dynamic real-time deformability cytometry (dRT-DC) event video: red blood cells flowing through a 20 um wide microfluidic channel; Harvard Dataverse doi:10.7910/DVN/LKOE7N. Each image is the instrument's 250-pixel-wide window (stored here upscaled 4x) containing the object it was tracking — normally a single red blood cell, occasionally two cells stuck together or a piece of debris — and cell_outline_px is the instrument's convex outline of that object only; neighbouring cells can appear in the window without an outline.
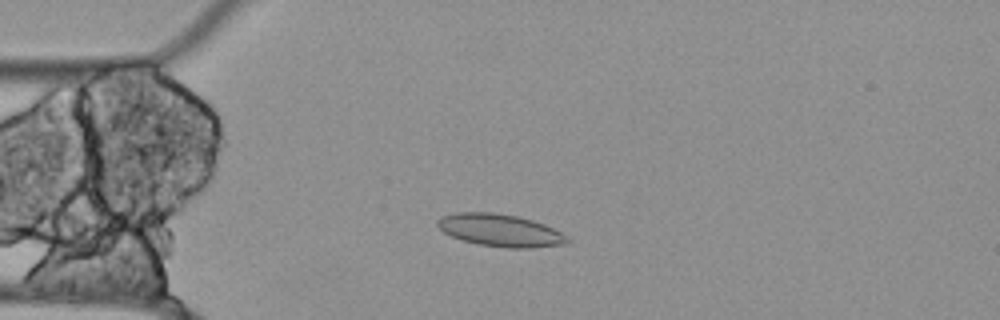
{"species": "Egyptian fruit bat (a non-hibernating species)", "species_latin": "Rousettus aegyptiacus", "temperature_condition": "cold", "stored_images_in_passage": 55, "camera_frame_rate_fps": 3000, "um_per_image_px": 0.085, "animal": {"sex": "female"}, "frame": {"image": 1, "passage_image": 13, "time_ms": 4.0, "image_size_px": [1000, 320], "cell_outline_px": [[572, 240], [568, 244], [528, 248], [508, 248], [480, 244], [464, 240], [452, 236], [444, 232], [436, 224], [436, 220], [440, 216], [456, 212], [492, 212], [516, 216], [532, 220], [544, 224], [568, 236]], "centroid_in_image_um": [42.53, 19.57], "position_along_channel_um": 42.5, "area_um2": 24.51}}
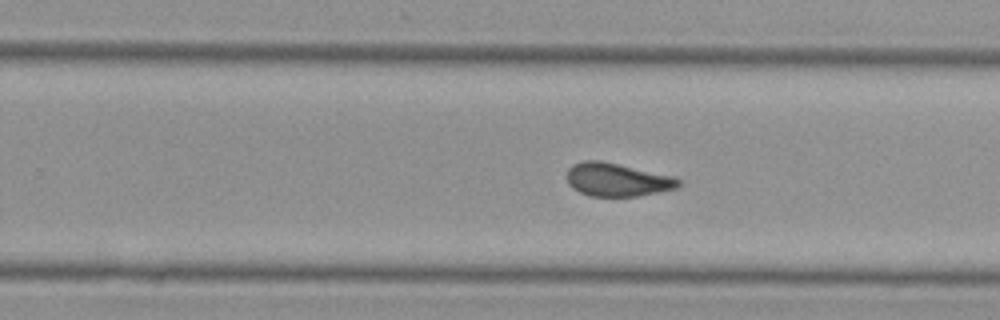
{"frame": {"image": 2, "passage_image": 34, "time_ms": 11.0, "image_size_px": [1000, 320], "cell_outline_px": [[680, 188], [636, 196], [592, 196], [580, 192], [572, 188], [568, 184], [568, 168], [572, 164], [584, 160], [600, 160], [676, 176], [680, 180]], "centroid_in_image_um": [52.49, 15.26], "position_along_channel_um": 277.3, "area_um2": 21.79}}
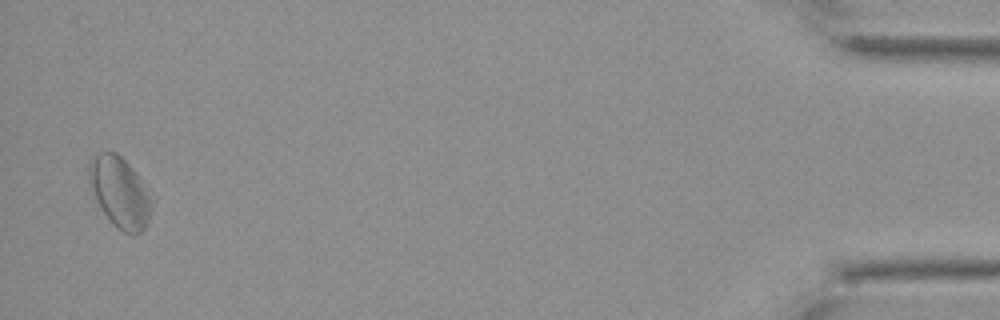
{"frame": {"image": 3, "passage_image": 54, "time_ms": 17.667, "image_size_px": [1000, 320], "cell_outline_px": [[152, 204], [148, 224], [140, 232], [132, 236], [124, 232], [100, 208], [88, 184], [88, 164], [92, 156], [96, 152], [116, 152], [136, 172]], "centroid_in_image_um": [10.13, 16.31], "position_along_channel_um": 425.1, "area_um2": 25.37}, "authors_computed_cell_mechanics": {"area_um2": 22.9466, "velocity_mm_per_s": 3.4883, "shape_relaxation_time_tau1_ms": null, "shape_relaxation_time_tau2_ms": 7.7234, "deformation_change_tau1": null, "deformation_change_tau2": 0.0932}}